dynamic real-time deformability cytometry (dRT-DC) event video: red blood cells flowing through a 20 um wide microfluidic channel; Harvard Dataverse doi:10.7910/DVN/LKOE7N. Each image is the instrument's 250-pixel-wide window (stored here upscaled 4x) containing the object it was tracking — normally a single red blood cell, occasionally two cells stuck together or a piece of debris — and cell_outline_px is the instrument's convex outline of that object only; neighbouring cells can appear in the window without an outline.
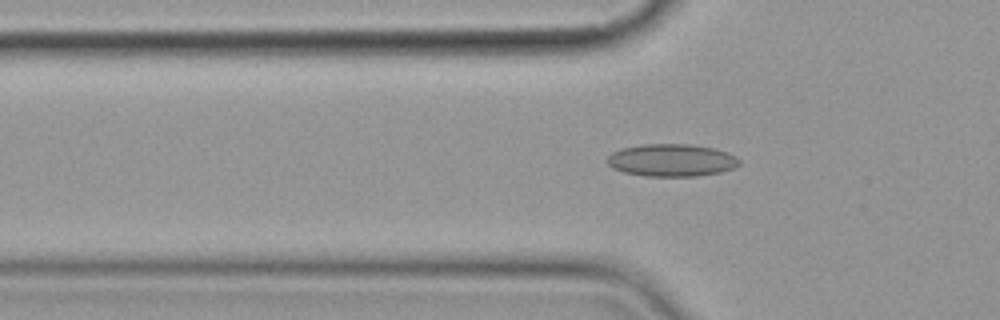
{"species": "common noctule bat (a hibernating species)", "species_latin": "Nyctalus noctula", "temperature_condition": "cold", "stored_images_in_passage": 7, "segment_of_instrument_passage": [2, 2], "camera_frame_rate_fps": 3000, "um_per_image_px": 0.085, "animal": {"sex": "female", "body_mass_g": 19.9}, "frame": {"image": 1, "passage_image": 7, "time_ms": 8.0, "image_size_px": [1000, 320], "cell_outline_px": [[740, 164], [732, 168], [720, 172], [696, 176], [644, 176], [624, 172], [612, 168], [604, 160], [612, 152], [620, 148], [640, 144], [688, 144], [716, 148], [728, 152], [736, 156], [740, 160]], "centroid_in_image_um": [57.06, 13.61], "position_along_channel_um": 68.7, "area_um2": 25.26}}